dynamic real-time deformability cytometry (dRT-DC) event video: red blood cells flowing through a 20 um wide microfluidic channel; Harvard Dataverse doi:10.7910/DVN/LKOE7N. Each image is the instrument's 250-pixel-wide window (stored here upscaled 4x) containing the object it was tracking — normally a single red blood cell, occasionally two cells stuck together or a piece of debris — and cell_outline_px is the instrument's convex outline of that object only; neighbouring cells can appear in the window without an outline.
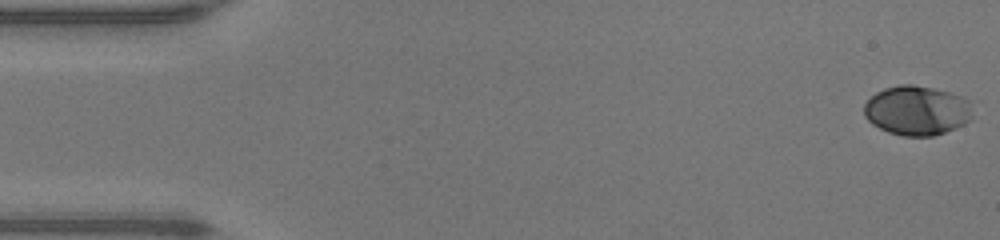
{"species": "human", "species_latin": "Homo sapiens", "temperature_condition": "warm", "stored_images_in_passage": 48, "camera_frame_rate_fps": 3000, "um_per_image_px": 0.085, "donor": {"sex": "male"}, "frame": {"image": 1, "passage_image": 1, "time_ms": 0.0, "image_size_px": [1000, 240], "cell_outline_px": [[972, 116], [964, 124], [956, 128], [932, 136], [904, 136], [888, 132], [872, 124], [864, 116], [864, 104], [876, 92], [884, 88], [900, 84], [912, 84], [932, 88], [948, 92], [960, 96], [968, 100]], "centroid_in_image_um": [77.9, 9.39], "position_along_channel_um": 7.1, "area_um2": 31.15}}
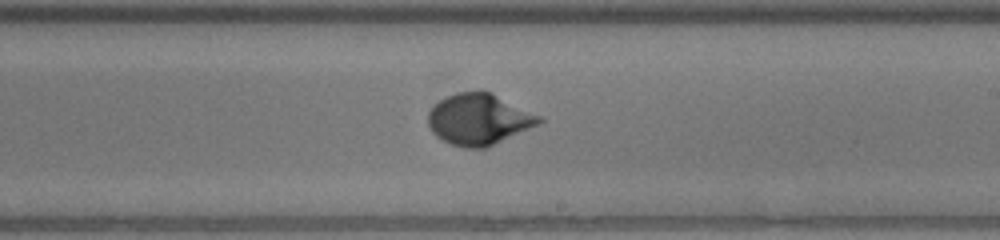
{"frame": {"image": 2, "passage_image": 28, "time_ms": 9.0, "image_size_px": [1000, 240], "cell_outline_px": [[544, 120], [540, 124], [484, 148], [464, 148], [452, 144], [436, 136], [432, 132], [428, 124], [428, 112], [440, 100], [456, 92], [480, 88], [492, 92], [544, 116]], "centroid_in_image_um": [40.75, 10.09], "position_along_channel_um": 248.2, "area_um2": 33.58}}
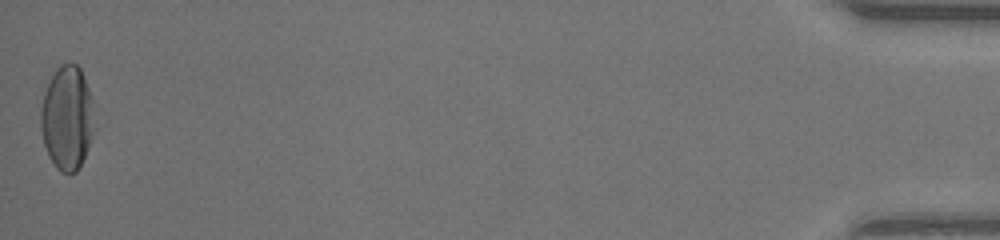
{"frame": {"image": 3, "passage_image": 48, "time_ms": 15.667, "image_size_px": [1000, 240], "cell_outline_px": [[92, 136], [88, 148], [76, 172], [68, 176], [60, 172], [56, 168], [48, 156], [44, 144], [40, 128], [40, 112], [44, 92], [56, 68], [60, 64], [76, 64], [80, 68], [88, 88], [92, 100]], "centroid_in_image_um": [5.67, 10.06], "position_along_channel_um": 429.5, "area_um2": 32.31}, "authors_computed_cell_mechanics": {"area_um2": 31.0386, "velocity_mm_per_s": 4.3125, "shape_relaxation_time_tau1_ms": 3.9002, "shape_relaxation_time_tau2_ms": null, "deformation_change_tau1": 0.1999, "deformation_change_tau2": null}}